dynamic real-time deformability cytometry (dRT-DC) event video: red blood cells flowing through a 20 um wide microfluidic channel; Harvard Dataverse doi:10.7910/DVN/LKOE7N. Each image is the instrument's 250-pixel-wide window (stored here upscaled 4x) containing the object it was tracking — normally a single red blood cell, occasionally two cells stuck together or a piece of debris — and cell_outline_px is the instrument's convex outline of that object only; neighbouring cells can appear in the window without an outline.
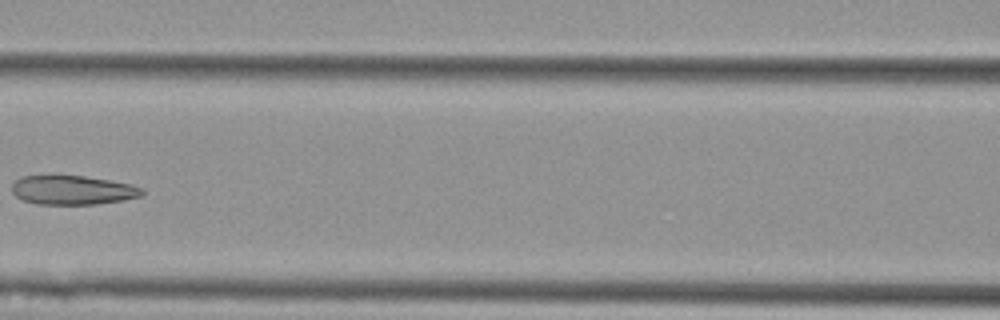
{"species": "Egyptian fruit bat (a non-hibernating species)", "species_latin": "Rousettus aegyptiacus", "temperature_condition": "cold", "stored_images_in_passage": 10, "camera_frame_rate_fps": 3000, "um_per_image_px": 0.085, "animal": {"sex": "female"}, "frame": {"image": 1, "passage_image": 6, "time_ms": 7.0, "image_size_px": [1000, 320], "cell_outline_px": [[144, 192], [140, 196], [120, 200], [96, 204], [36, 204], [24, 200], [16, 196], [12, 192], [12, 184], [20, 176], [84, 176], [132, 184], [144, 188]], "centroid_in_image_um": [6.17, 16.15], "position_along_channel_um": 160.4, "area_um2": 21.91}}
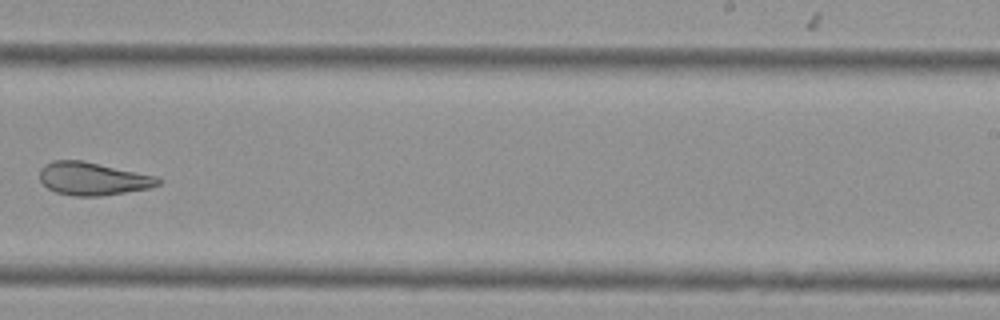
{"frame": {"image": 2, "passage_image": 9, "time_ms": 10.333, "image_size_px": [1000, 320], "cell_outline_px": [[160, 184], [148, 188], [100, 196], [76, 196], [56, 192], [48, 188], [40, 180], [40, 168], [44, 164], [52, 160], [84, 160], [160, 176]], "centroid_in_image_um": [7.9, 15.17], "position_along_channel_um": 281.1, "area_um2": 22.95}}
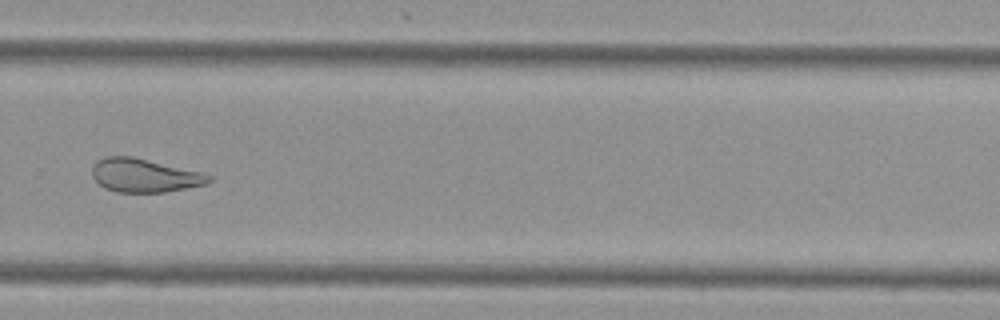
{"frame": {"image": 3, "passage_image": 10, "time_ms": 11.333, "image_size_px": [1000, 320], "cell_outline_px": [[212, 180], [208, 184], [164, 192], [116, 192], [104, 188], [92, 176], [92, 164], [96, 160], [104, 156], [132, 156], [200, 172], [212, 176]], "centroid_in_image_um": [12.24, 14.91], "position_along_channel_um": 317.6, "area_um2": 22.83}}